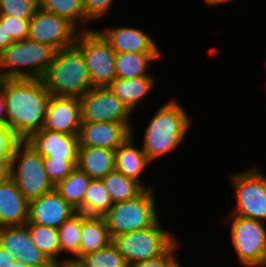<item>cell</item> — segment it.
I'll list each match as a JSON object with an SVG mask.
<instances>
[{"instance_id":"cell-5","label":"cell","mask_w":266,"mask_h":267,"mask_svg":"<svg viewBox=\"0 0 266 267\" xmlns=\"http://www.w3.org/2000/svg\"><path fill=\"white\" fill-rule=\"evenodd\" d=\"M160 218L151 226L112 237V244L127 265L146 261L164 254L178 239V235L164 226Z\"/></svg>"},{"instance_id":"cell-17","label":"cell","mask_w":266,"mask_h":267,"mask_svg":"<svg viewBox=\"0 0 266 267\" xmlns=\"http://www.w3.org/2000/svg\"><path fill=\"white\" fill-rule=\"evenodd\" d=\"M76 210L53 189L29 202L27 223L58 229Z\"/></svg>"},{"instance_id":"cell-12","label":"cell","mask_w":266,"mask_h":267,"mask_svg":"<svg viewBox=\"0 0 266 267\" xmlns=\"http://www.w3.org/2000/svg\"><path fill=\"white\" fill-rule=\"evenodd\" d=\"M79 32L67 19L38 8L29 21L27 39L58 51L73 46Z\"/></svg>"},{"instance_id":"cell-28","label":"cell","mask_w":266,"mask_h":267,"mask_svg":"<svg viewBox=\"0 0 266 267\" xmlns=\"http://www.w3.org/2000/svg\"><path fill=\"white\" fill-rule=\"evenodd\" d=\"M101 179H91L82 205L76 210L86 216H104L113 205Z\"/></svg>"},{"instance_id":"cell-18","label":"cell","mask_w":266,"mask_h":267,"mask_svg":"<svg viewBox=\"0 0 266 267\" xmlns=\"http://www.w3.org/2000/svg\"><path fill=\"white\" fill-rule=\"evenodd\" d=\"M25 142L43 158L77 160V135H66L42 128L32 133Z\"/></svg>"},{"instance_id":"cell-11","label":"cell","mask_w":266,"mask_h":267,"mask_svg":"<svg viewBox=\"0 0 266 267\" xmlns=\"http://www.w3.org/2000/svg\"><path fill=\"white\" fill-rule=\"evenodd\" d=\"M79 102L81 122L133 123V113L108 87H92Z\"/></svg>"},{"instance_id":"cell-39","label":"cell","mask_w":266,"mask_h":267,"mask_svg":"<svg viewBox=\"0 0 266 267\" xmlns=\"http://www.w3.org/2000/svg\"><path fill=\"white\" fill-rule=\"evenodd\" d=\"M52 267H85L80 259L63 258L60 261L53 263Z\"/></svg>"},{"instance_id":"cell-3","label":"cell","mask_w":266,"mask_h":267,"mask_svg":"<svg viewBox=\"0 0 266 267\" xmlns=\"http://www.w3.org/2000/svg\"><path fill=\"white\" fill-rule=\"evenodd\" d=\"M41 80L52 96L79 98L92 88L83 54L75 45L56 51Z\"/></svg>"},{"instance_id":"cell-38","label":"cell","mask_w":266,"mask_h":267,"mask_svg":"<svg viewBox=\"0 0 266 267\" xmlns=\"http://www.w3.org/2000/svg\"><path fill=\"white\" fill-rule=\"evenodd\" d=\"M13 39L6 33L4 23H0V53L13 43Z\"/></svg>"},{"instance_id":"cell-43","label":"cell","mask_w":266,"mask_h":267,"mask_svg":"<svg viewBox=\"0 0 266 267\" xmlns=\"http://www.w3.org/2000/svg\"><path fill=\"white\" fill-rule=\"evenodd\" d=\"M237 1V0H236ZM205 4L208 5V7H218V5L222 6V4L226 5L227 3H233L235 0H204Z\"/></svg>"},{"instance_id":"cell-10","label":"cell","mask_w":266,"mask_h":267,"mask_svg":"<svg viewBox=\"0 0 266 267\" xmlns=\"http://www.w3.org/2000/svg\"><path fill=\"white\" fill-rule=\"evenodd\" d=\"M79 32L75 46L83 54L92 87H107L115 78V52L95 30Z\"/></svg>"},{"instance_id":"cell-8","label":"cell","mask_w":266,"mask_h":267,"mask_svg":"<svg viewBox=\"0 0 266 267\" xmlns=\"http://www.w3.org/2000/svg\"><path fill=\"white\" fill-rule=\"evenodd\" d=\"M10 178L28 202L54 189L45 172L43 157L25 141H20L13 151Z\"/></svg>"},{"instance_id":"cell-44","label":"cell","mask_w":266,"mask_h":267,"mask_svg":"<svg viewBox=\"0 0 266 267\" xmlns=\"http://www.w3.org/2000/svg\"><path fill=\"white\" fill-rule=\"evenodd\" d=\"M9 267H30V266H27L25 264H23L22 262H19L17 259H15Z\"/></svg>"},{"instance_id":"cell-29","label":"cell","mask_w":266,"mask_h":267,"mask_svg":"<svg viewBox=\"0 0 266 267\" xmlns=\"http://www.w3.org/2000/svg\"><path fill=\"white\" fill-rule=\"evenodd\" d=\"M25 226L28 229V233L34 245L52 264L63 259V257L60 256L57 229L33 223H26Z\"/></svg>"},{"instance_id":"cell-33","label":"cell","mask_w":266,"mask_h":267,"mask_svg":"<svg viewBox=\"0 0 266 267\" xmlns=\"http://www.w3.org/2000/svg\"><path fill=\"white\" fill-rule=\"evenodd\" d=\"M43 163L48 179L55 186L72 172L76 167L77 160L43 158Z\"/></svg>"},{"instance_id":"cell-26","label":"cell","mask_w":266,"mask_h":267,"mask_svg":"<svg viewBox=\"0 0 266 267\" xmlns=\"http://www.w3.org/2000/svg\"><path fill=\"white\" fill-rule=\"evenodd\" d=\"M91 178L77 166L54 189L75 210L83 203L84 194Z\"/></svg>"},{"instance_id":"cell-35","label":"cell","mask_w":266,"mask_h":267,"mask_svg":"<svg viewBox=\"0 0 266 267\" xmlns=\"http://www.w3.org/2000/svg\"><path fill=\"white\" fill-rule=\"evenodd\" d=\"M180 238L162 255L129 265L128 267H170L178 258L179 250L183 247ZM177 254V255H176Z\"/></svg>"},{"instance_id":"cell-6","label":"cell","mask_w":266,"mask_h":267,"mask_svg":"<svg viewBox=\"0 0 266 267\" xmlns=\"http://www.w3.org/2000/svg\"><path fill=\"white\" fill-rule=\"evenodd\" d=\"M156 188L146 189L135 199L115 202L103 216L110 237L151 227L159 218Z\"/></svg>"},{"instance_id":"cell-45","label":"cell","mask_w":266,"mask_h":267,"mask_svg":"<svg viewBox=\"0 0 266 267\" xmlns=\"http://www.w3.org/2000/svg\"><path fill=\"white\" fill-rule=\"evenodd\" d=\"M184 264L181 265L179 257L178 259L170 266V267H182Z\"/></svg>"},{"instance_id":"cell-4","label":"cell","mask_w":266,"mask_h":267,"mask_svg":"<svg viewBox=\"0 0 266 267\" xmlns=\"http://www.w3.org/2000/svg\"><path fill=\"white\" fill-rule=\"evenodd\" d=\"M56 50L29 39L14 41L0 53V79H41Z\"/></svg>"},{"instance_id":"cell-41","label":"cell","mask_w":266,"mask_h":267,"mask_svg":"<svg viewBox=\"0 0 266 267\" xmlns=\"http://www.w3.org/2000/svg\"><path fill=\"white\" fill-rule=\"evenodd\" d=\"M0 126H7L6 103L3 92L0 90Z\"/></svg>"},{"instance_id":"cell-25","label":"cell","mask_w":266,"mask_h":267,"mask_svg":"<svg viewBox=\"0 0 266 267\" xmlns=\"http://www.w3.org/2000/svg\"><path fill=\"white\" fill-rule=\"evenodd\" d=\"M38 3L41 10L67 19L80 32L94 30L88 25L90 22L85 18L81 0H38Z\"/></svg>"},{"instance_id":"cell-15","label":"cell","mask_w":266,"mask_h":267,"mask_svg":"<svg viewBox=\"0 0 266 267\" xmlns=\"http://www.w3.org/2000/svg\"><path fill=\"white\" fill-rule=\"evenodd\" d=\"M0 245L19 262L30 267H52L48 258L34 245L25 225L0 228Z\"/></svg>"},{"instance_id":"cell-21","label":"cell","mask_w":266,"mask_h":267,"mask_svg":"<svg viewBox=\"0 0 266 267\" xmlns=\"http://www.w3.org/2000/svg\"><path fill=\"white\" fill-rule=\"evenodd\" d=\"M154 75L135 78H115L107 87L135 114L147 102L156 86ZM136 110V111H135Z\"/></svg>"},{"instance_id":"cell-20","label":"cell","mask_w":266,"mask_h":267,"mask_svg":"<svg viewBox=\"0 0 266 267\" xmlns=\"http://www.w3.org/2000/svg\"><path fill=\"white\" fill-rule=\"evenodd\" d=\"M28 209L29 202L11 178L0 183V228L25 225Z\"/></svg>"},{"instance_id":"cell-31","label":"cell","mask_w":266,"mask_h":267,"mask_svg":"<svg viewBox=\"0 0 266 267\" xmlns=\"http://www.w3.org/2000/svg\"><path fill=\"white\" fill-rule=\"evenodd\" d=\"M80 261L85 267H128L126 260L112 243L105 248L82 256Z\"/></svg>"},{"instance_id":"cell-24","label":"cell","mask_w":266,"mask_h":267,"mask_svg":"<svg viewBox=\"0 0 266 267\" xmlns=\"http://www.w3.org/2000/svg\"><path fill=\"white\" fill-rule=\"evenodd\" d=\"M162 55L163 53H115L116 77L135 78L149 76L150 65L154 61H159L163 57Z\"/></svg>"},{"instance_id":"cell-14","label":"cell","mask_w":266,"mask_h":267,"mask_svg":"<svg viewBox=\"0 0 266 267\" xmlns=\"http://www.w3.org/2000/svg\"><path fill=\"white\" fill-rule=\"evenodd\" d=\"M102 29L96 31L115 53H163L152 35L141 28L120 25Z\"/></svg>"},{"instance_id":"cell-22","label":"cell","mask_w":266,"mask_h":267,"mask_svg":"<svg viewBox=\"0 0 266 267\" xmlns=\"http://www.w3.org/2000/svg\"><path fill=\"white\" fill-rule=\"evenodd\" d=\"M80 234L78 259L105 248L112 242L103 216H86L82 214Z\"/></svg>"},{"instance_id":"cell-13","label":"cell","mask_w":266,"mask_h":267,"mask_svg":"<svg viewBox=\"0 0 266 267\" xmlns=\"http://www.w3.org/2000/svg\"><path fill=\"white\" fill-rule=\"evenodd\" d=\"M134 126L133 123L81 122L78 145L115 151L132 134Z\"/></svg>"},{"instance_id":"cell-30","label":"cell","mask_w":266,"mask_h":267,"mask_svg":"<svg viewBox=\"0 0 266 267\" xmlns=\"http://www.w3.org/2000/svg\"><path fill=\"white\" fill-rule=\"evenodd\" d=\"M82 213L75 212L66 221H64L58 231V239L60 245V255L67 254L65 258L78 259V248L81 237ZM66 252V253H65Z\"/></svg>"},{"instance_id":"cell-16","label":"cell","mask_w":266,"mask_h":267,"mask_svg":"<svg viewBox=\"0 0 266 267\" xmlns=\"http://www.w3.org/2000/svg\"><path fill=\"white\" fill-rule=\"evenodd\" d=\"M81 124L78 97L50 96L43 129L77 135Z\"/></svg>"},{"instance_id":"cell-34","label":"cell","mask_w":266,"mask_h":267,"mask_svg":"<svg viewBox=\"0 0 266 267\" xmlns=\"http://www.w3.org/2000/svg\"><path fill=\"white\" fill-rule=\"evenodd\" d=\"M85 18L90 22H98L108 16L114 0H81ZM104 17V18H103Z\"/></svg>"},{"instance_id":"cell-27","label":"cell","mask_w":266,"mask_h":267,"mask_svg":"<svg viewBox=\"0 0 266 267\" xmlns=\"http://www.w3.org/2000/svg\"><path fill=\"white\" fill-rule=\"evenodd\" d=\"M101 180L113 203L135 199L146 190L139 182L127 178L116 169L107 173Z\"/></svg>"},{"instance_id":"cell-40","label":"cell","mask_w":266,"mask_h":267,"mask_svg":"<svg viewBox=\"0 0 266 267\" xmlns=\"http://www.w3.org/2000/svg\"><path fill=\"white\" fill-rule=\"evenodd\" d=\"M11 160H0V183L10 178Z\"/></svg>"},{"instance_id":"cell-9","label":"cell","mask_w":266,"mask_h":267,"mask_svg":"<svg viewBox=\"0 0 266 267\" xmlns=\"http://www.w3.org/2000/svg\"><path fill=\"white\" fill-rule=\"evenodd\" d=\"M236 204L229 214L266 223V175L257 165L228 173Z\"/></svg>"},{"instance_id":"cell-1","label":"cell","mask_w":266,"mask_h":267,"mask_svg":"<svg viewBox=\"0 0 266 267\" xmlns=\"http://www.w3.org/2000/svg\"><path fill=\"white\" fill-rule=\"evenodd\" d=\"M6 103L7 127L25 141L45 123L51 94L41 79H0Z\"/></svg>"},{"instance_id":"cell-19","label":"cell","mask_w":266,"mask_h":267,"mask_svg":"<svg viewBox=\"0 0 266 267\" xmlns=\"http://www.w3.org/2000/svg\"><path fill=\"white\" fill-rule=\"evenodd\" d=\"M135 130L137 129L133 128L132 134L114 151L115 169L127 178L139 182L145 189H153L155 185L148 183V181L145 182L146 179L142 176L152 163L148 160L141 146H139L140 148L137 146Z\"/></svg>"},{"instance_id":"cell-42","label":"cell","mask_w":266,"mask_h":267,"mask_svg":"<svg viewBox=\"0 0 266 267\" xmlns=\"http://www.w3.org/2000/svg\"><path fill=\"white\" fill-rule=\"evenodd\" d=\"M15 259L0 245V267H9Z\"/></svg>"},{"instance_id":"cell-36","label":"cell","mask_w":266,"mask_h":267,"mask_svg":"<svg viewBox=\"0 0 266 267\" xmlns=\"http://www.w3.org/2000/svg\"><path fill=\"white\" fill-rule=\"evenodd\" d=\"M29 21L30 19H20L0 14V23H4L6 33L9 34L13 41L27 39Z\"/></svg>"},{"instance_id":"cell-7","label":"cell","mask_w":266,"mask_h":267,"mask_svg":"<svg viewBox=\"0 0 266 267\" xmlns=\"http://www.w3.org/2000/svg\"><path fill=\"white\" fill-rule=\"evenodd\" d=\"M230 240L238 267H266V223L251 218L227 214Z\"/></svg>"},{"instance_id":"cell-32","label":"cell","mask_w":266,"mask_h":267,"mask_svg":"<svg viewBox=\"0 0 266 267\" xmlns=\"http://www.w3.org/2000/svg\"><path fill=\"white\" fill-rule=\"evenodd\" d=\"M39 8L38 0H0V14L31 19Z\"/></svg>"},{"instance_id":"cell-23","label":"cell","mask_w":266,"mask_h":267,"mask_svg":"<svg viewBox=\"0 0 266 267\" xmlns=\"http://www.w3.org/2000/svg\"><path fill=\"white\" fill-rule=\"evenodd\" d=\"M115 152L98 147L79 146L76 166L91 179H101L115 169Z\"/></svg>"},{"instance_id":"cell-2","label":"cell","mask_w":266,"mask_h":267,"mask_svg":"<svg viewBox=\"0 0 266 267\" xmlns=\"http://www.w3.org/2000/svg\"><path fill=\"white\" fill-rule=\"evenodd\" d=\"M180 102L172 98L157 108L143 132L141 148L152 164L176 151L193 125L192 116Z\"/></svg>"},{"instance_id":"cell-37","label":"cell","mask_w":266,"mask_h":267,"mask_svg":"<svg viewBox=\"0 0 266 267\" xmlns=\"http://www.w3.org/2000/svg\"><path fill=\"white\" fill-rule=\"evenodd\" d=\"M21 140L7 126H0V160H11L16 145Z\"/></svg>"}]
</instances>
